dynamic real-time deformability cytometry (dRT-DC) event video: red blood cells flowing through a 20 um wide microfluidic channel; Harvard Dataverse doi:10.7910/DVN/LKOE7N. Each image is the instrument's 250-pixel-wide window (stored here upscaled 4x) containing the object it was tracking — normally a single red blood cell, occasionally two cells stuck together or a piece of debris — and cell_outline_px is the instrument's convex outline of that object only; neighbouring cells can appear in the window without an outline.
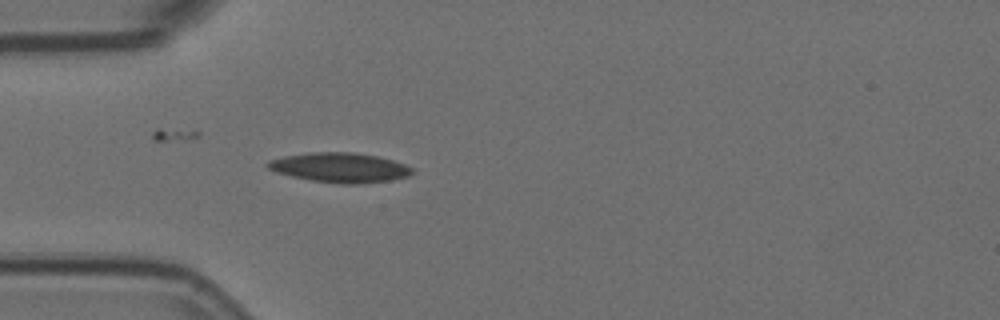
{"species": "Egyptian fruit bat (a non-hibernating species)", "species_latin": "Rousettus aegyptiacus", "temperature_condition": "room temperature", "stored_images_in_passage": 3, "camera_frame_rate_fps": 3000, "um_per_image_px": 0.085, "animal": {"sex": "female"}, "frame": {"image": 1, "passage_image": 3, "time_ms": 0.667, "image_size_px": [1000, 320], "cell_outline_px": [[416, 172], [408, 176], [392, 180], [360, 184], [340, 184], [312, 180], [292, 176], [276, 172], [268, 168], [264, 164], [268, 160], [284, 156], [308, 152], [352, 152], [376, 156], [392, 160], [404, 164], [412, 168]], "centroid_in_image_um": [28.88, 14.24], "position_along_channel_um": 56.1, "area_um2": 25.09}}